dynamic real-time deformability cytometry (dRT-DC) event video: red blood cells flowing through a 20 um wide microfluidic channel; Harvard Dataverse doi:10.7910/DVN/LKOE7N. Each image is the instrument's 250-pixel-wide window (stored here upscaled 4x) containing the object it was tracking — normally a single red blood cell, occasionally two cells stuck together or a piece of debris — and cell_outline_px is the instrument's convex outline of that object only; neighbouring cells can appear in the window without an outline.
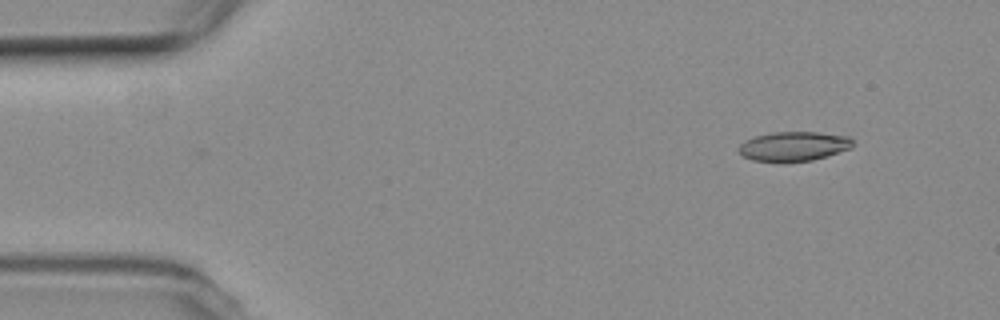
{"species": "common noctule bat (a hibernating species)", "species_latin": "Nyctalus noctula", "temperature_condition": "room temperature", "stored_images_in_passage": 4, "camera_frame_rate_fps": 3000, "um_per_image_px": 0.085, "animal": {"sex": "female", "body_mass_g": 19.3, "forearm_length_mm": 54.1}, "frame": {"image": 1, "passage_image": 2, "time_ms": 1.667, "image_size_px": [1000, 320], "cell_outline_px": [[852, 148], [812, 160], [784, 164], [752, 160], [744, 156], [736, 148], [744, 140], [756, 136], [772, 132], [816, 132], [848, 136], [852, 140]], "centroid_in_image_um": [67.41, 12.46], "position_along_channel_um": 17.6, "area_um2": 19.94}}
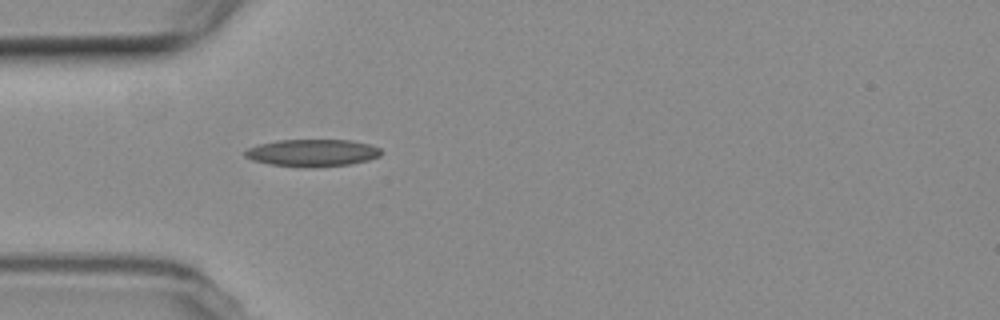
{"frame": {"image": 2, "passage_image": 4, "time_ms": 5.333, "image_size_px": [1000, 320], "cell_outline_px": [[384, 152], [380, 156], [368, 160], [352, 164], [312, 168], [300, 168], [268, 164], [252, 160], [244, 156], [244, 152], [248, 148], [260, 144], [276, 140], [348, 140], [368, 144], [380, 148]], "centroid_in_image_um": [26.55, 13.01], "position_along_channel_um": 58.5, "area_um2": 21.91}}